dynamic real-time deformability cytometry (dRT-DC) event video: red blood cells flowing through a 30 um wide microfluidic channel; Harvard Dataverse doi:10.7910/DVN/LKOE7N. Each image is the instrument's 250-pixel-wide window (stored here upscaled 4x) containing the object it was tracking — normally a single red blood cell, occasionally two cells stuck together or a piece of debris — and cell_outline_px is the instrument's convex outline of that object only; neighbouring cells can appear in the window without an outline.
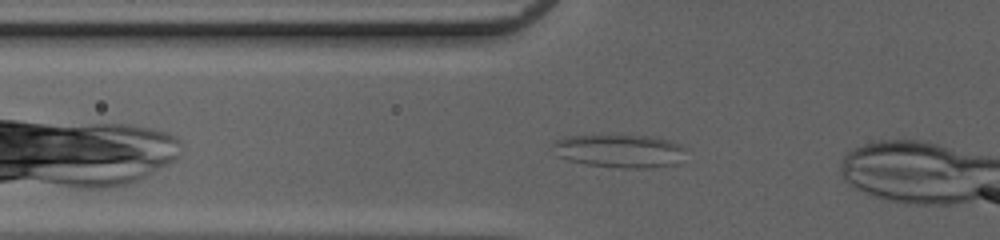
{"species": "common noctule bat (a hibernating species)", "species_latin": "Nyctalus noctula", "temperature_condition": "cold", "stored_images_in_passage": 26, "camera_frame_rate_fps": 3000, "um_per_image_px": 0.085, "animal": {"sex": "female", "body_mass_g": 20.0, "forearm_length_mm": 54.0}, "frame": {"image": 1, "passage_image": 5, "time_ms": 1.333, "image_size_px": [1000, 240], "cell_outline_px": [[688, 148], [680, 164], [652, 168], [620, 168], [588, 164], [568, 160], [560, 156], [552, 144], [556, 140], [564, 136], [656, 136], [672, 140]], "centroid_in_image_um": [52.81, 12.84], "position_along_channel_um": 73.0, "area_um2": 25.95}}
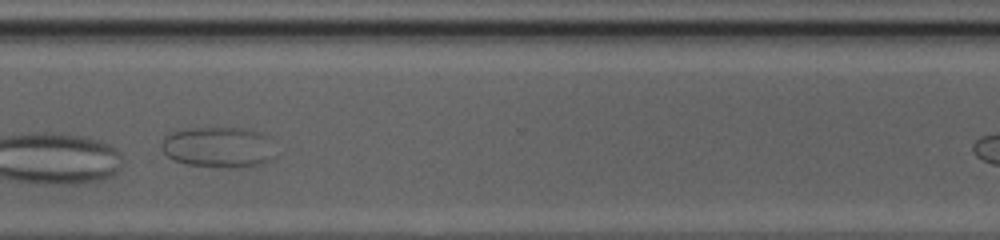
{"frame": {"image": 2, "passage_image": 26, "time_ms": 8.333, "image_size_px": [1000, 240], "cell_outline_px": [[276, 156], [260, 164], [240, 168], [228, 168], [188, 164], [176, 160], [168, 156], [160, 148], [160, 144], [164, 136], [172, 132], [184, 128], [240, 128], [260, 132], [272, 136], [276, 140]], "centroid_in_image_um": [18.65, 12.5], "position_along_channel_um": 351.9, "area_um2": 27.74}}